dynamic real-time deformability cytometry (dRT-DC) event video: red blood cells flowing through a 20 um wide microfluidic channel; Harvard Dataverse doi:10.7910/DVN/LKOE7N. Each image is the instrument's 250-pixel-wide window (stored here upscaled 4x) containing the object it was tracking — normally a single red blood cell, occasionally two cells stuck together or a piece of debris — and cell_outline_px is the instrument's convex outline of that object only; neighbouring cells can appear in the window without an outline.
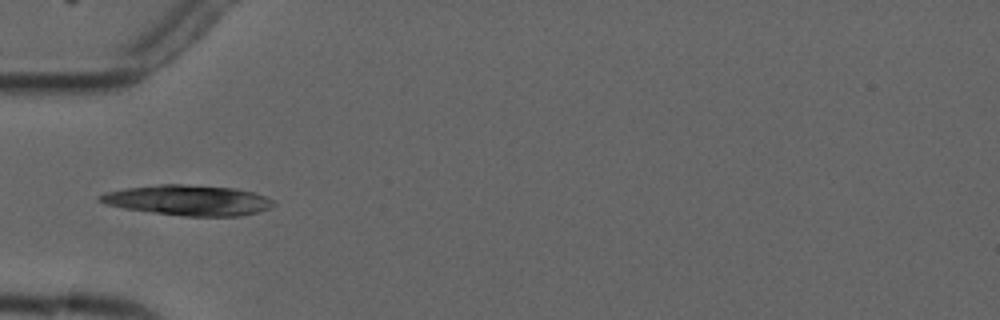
{"species": "common noctule bat (a hibernating species)", "species_latin": "Nyctalus noctula", "temperature_condition": "cold", "stored_images_in_passage": 8, "camera_frame_rate_fps": 3000, "um_per_image_px": 0.085, "animal": {"sex": "male", "forearm_length_mm": 52.5}, "frame": {"image": 1, "passage_image": 5, "time_ms": 5.667, "image_size_px": [1000, 320], "cell_outline_px": [[276, 204], [260, 212], [240, 216], [184, 216], [152, 212], [124, 208], [104, 204], [96, 200], [96, 196], [104, 192], [124, 188], [160, 184], [184, 184], [236, 188], [252, 192], [264, 196], [272, 200]], "centroid_in_image_um": [15.94, 17.01], "position_along_channel_um": 69.1, "area_um2": 30.87}}
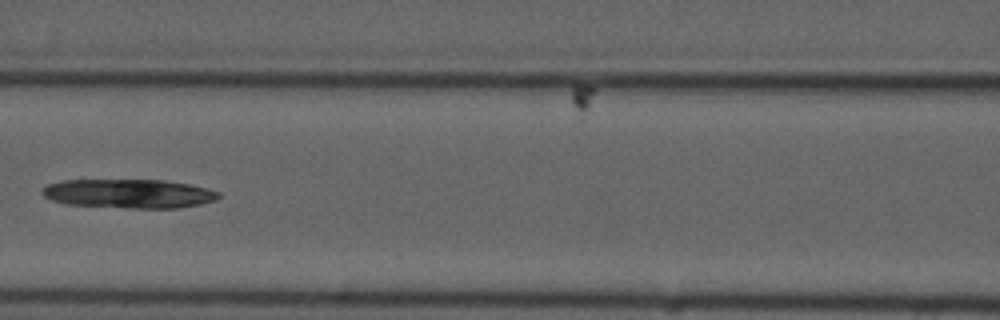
{"frame": {"image": 2, "passage_image": 7, "time_ms": 8.0, "image_size_px": [1000, 320], "cell_outline_px": [[220, 196], [216, 200], [200, 204], [176, 208], [128, 208], [64, 204], [52, 200], [44, 196], [40, 192], [48, 184], [60, 180], [164, 180], [188, 184], [208, 188], [220, 192]], "centroid_in_image_um": [10.95, 16.46], "position_along_channel_um": 155.7, "area_um2": 29.94}}
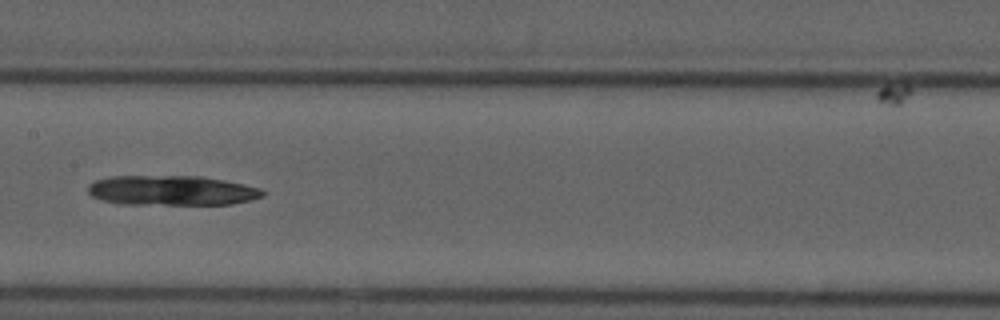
{"frame": {"image": 3, "passage_image": 8, "time_ms": 9.0, "image_size_px": [1000, 320], "cell_outline_px": [[264, 196], [252, 200], [232, 204], [120, 204], [100, 200], [92, 196], [88, 192], [88, 184], [96, 180], [108, 176], [200, 176], [224, 180], [244, 184], [260, 188], [264, 192]], "centroid_in_image_um": [14.58, 16.19], "position_along_channel_um": 192.8, "area_um2": 30.58}}